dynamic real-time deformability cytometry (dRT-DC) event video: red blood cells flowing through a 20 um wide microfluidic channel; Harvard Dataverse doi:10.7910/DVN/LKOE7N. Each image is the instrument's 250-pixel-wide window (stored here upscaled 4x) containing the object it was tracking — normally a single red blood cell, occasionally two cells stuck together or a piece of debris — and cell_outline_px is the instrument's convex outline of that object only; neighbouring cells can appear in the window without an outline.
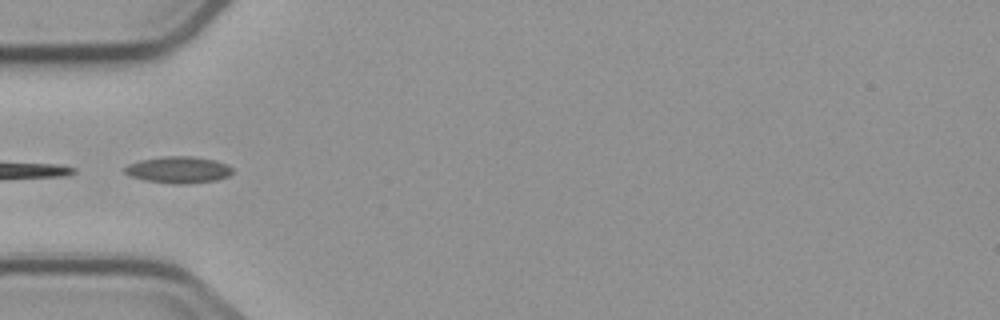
{"species": "common noctule bat (a hibernating species)", "species_latin": "Nyctalus noctula", "temperature_condition": "cold", "stored_images_in_passage": 7, "camera_frame_rate_fps": 3000, "um_per_image_px": 0.085, "animal": {"sex": "male", "body_mass_g": 23.1, "forearm_length_mm": 52.7}, "frame": {"image": 1, "passage_image": 5, "time_ms": 4.667, "image_size_px": [1000, 320], "cell_outline_px": [[232, 172], [228, 176], [216, 180], [184, 184], [176, 184], [144, 180], [128, 176], [120, 168], [128, 164], [140, 160], [164, 156], [192, 156], [216, 160], [228, 164], [232, 168]], "centroid_in_image_um": [15.12, 14.42], "position_along_channel_um": 69.9, "area_um2": 16.94}}
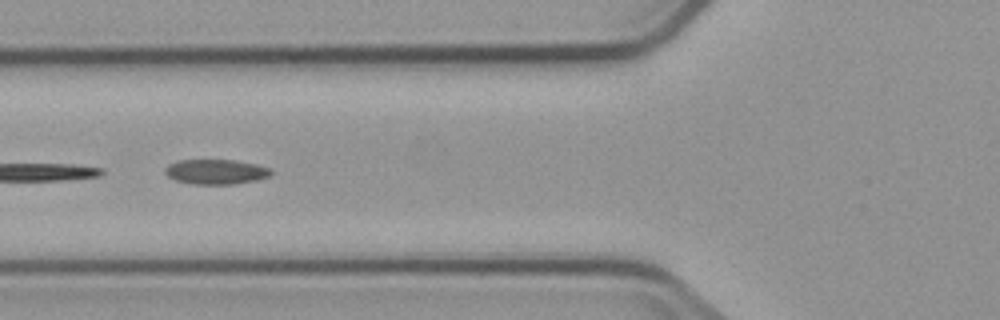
{"frame": {"image": 2, "passage_image": 6, "time_ms": 5.667, "image_size_px": [1000, 320], "cell_outline_px": [[272, 172], [268, 176], [256, 180], [232, 184], [192, 184], [176, 180], [168, 176], [164, 172], [164, 168], [168, 164], [180, 160], [232, 160], [256, 164], [268, 168]], "centroid_in_image_um": [18.3, 14.6], "position_along_channel_um": 107.5, "area_um2": 15.2}}
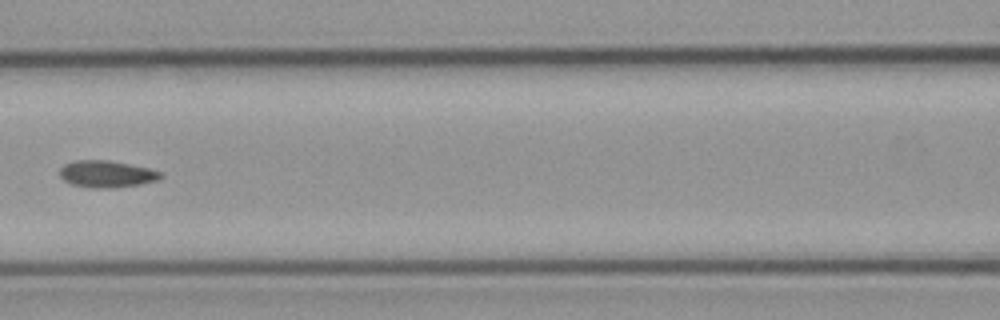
{"frame": {"image": 3, "passage_image": 7, "time_ms": 7.0, "image_size_px": [1000, 320], "cell_outline_px": [[164, 176], [160, 180], [140, 184], [112, 188], [92, 188], [72, 184], [64, 180], [60, 176], [60, 168], [64, 164], [76, 160], [108, 160], [148, 168], [164, 172]], "centroid_in_image_um": [9.1, 14.79], "position_along_channel_um": 157.5, "area_um2": 15.9}}